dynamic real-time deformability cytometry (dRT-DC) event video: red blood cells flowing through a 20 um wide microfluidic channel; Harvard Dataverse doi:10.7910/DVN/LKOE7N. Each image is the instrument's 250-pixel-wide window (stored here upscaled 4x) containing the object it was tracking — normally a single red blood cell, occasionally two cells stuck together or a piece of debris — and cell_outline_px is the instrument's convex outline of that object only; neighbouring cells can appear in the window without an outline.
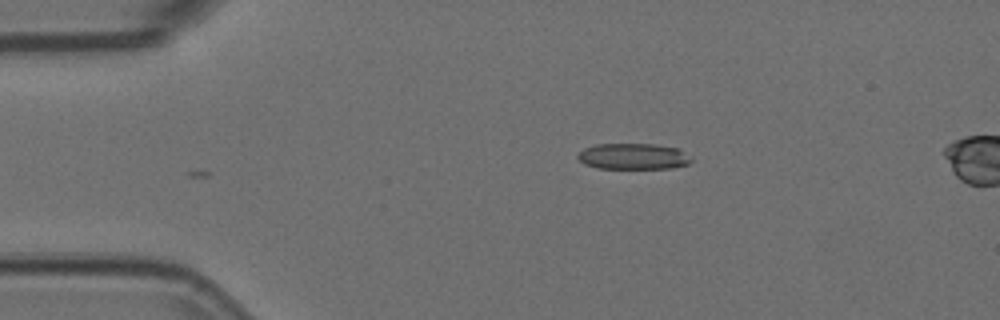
{"species": "Egyptian fruit bat (a non-hibernating species)", "species_latin": "Rousettus aegyptiacus", "temperature_condition": "room temperature", "stored_images_in_passage": 42, "camera_frame_rate_fps": 3000, "um_per_image_px": 0.085, "animal": {"sex": "female"}, "frame": {"image": 1, "passage_image": 3, "time_ms": 0.667, "image_size_px": [1000, 320], "cell_outline_px": [[692, 160], [688, 164], [672, 168], [596, 168], [584, 164], [576, 156], [584, 148], [596, 144], [652, 144], [680, 148], [692, 156]], "centroid_in_image_um": [53.86, 13.29], "position_along_channel_um": 31.1, "area_um2": 17.34}}
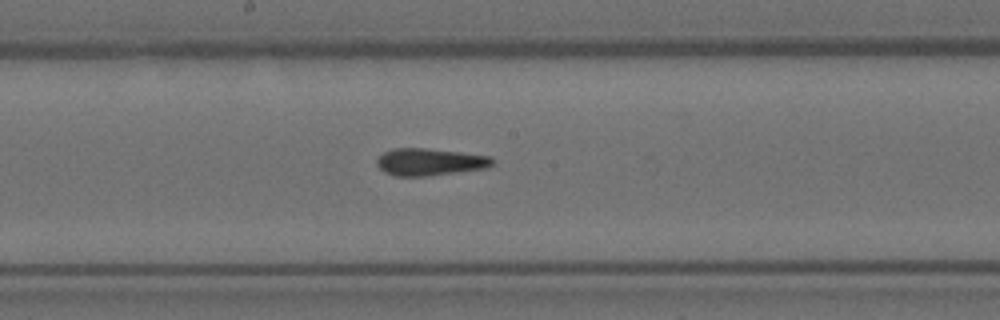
{"frame": {"image": 2, "passage_image": 21, "time_ms": 6.667, "image_size_px": [1000, 320], "cell_outline_px": [[492, 164], [488, 168], [428, 176], [396, 176], [384, 172], [376, 164], [376, 160], [384, 152], [392, 148], [424, 148], [460, 152], [488, 156], [492, 160]], "centroid_in_image_um": [36.49, 13.77], "position_along_channel_um": 211.7, "area_um2": 18.21}}
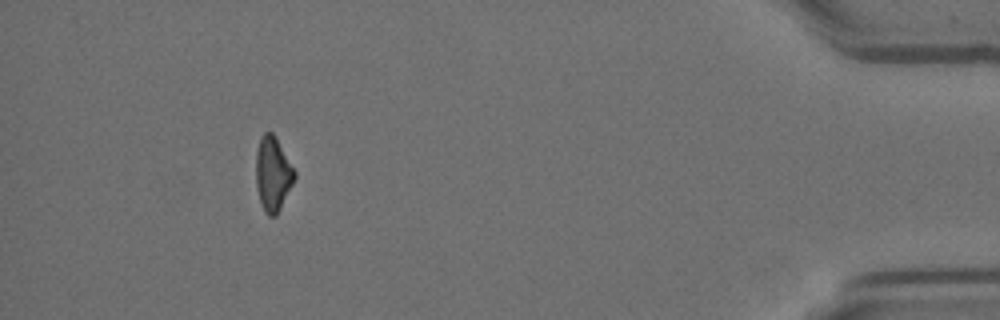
{"frame": {"image": 3, "passage_image": 42, "time_ms": 13.667, "image_size_px": [1000, 320], "cell_outline_px": [[296, 176], [276, 216], [268, 216], [264, 212], [256, 188], [256, 152], [260, 136], [264, 132], [272, 132], [296, 172]], "centroid_in_image_um": [23.17, 14.78], "position_along_channel_um": 412.0, "area_um2": 16.53}, "authors_computed_cell_mechanics": {"area_um2": 17.9469, "velocity_mm_per_s": 3.7717, "shape_relaxation_time_tau1_ms": null, "shape_relaxation_time_tau2_ms": 4.276, "deformation_change_tau1": null, "deformation_change_tau2": 0.1397}}